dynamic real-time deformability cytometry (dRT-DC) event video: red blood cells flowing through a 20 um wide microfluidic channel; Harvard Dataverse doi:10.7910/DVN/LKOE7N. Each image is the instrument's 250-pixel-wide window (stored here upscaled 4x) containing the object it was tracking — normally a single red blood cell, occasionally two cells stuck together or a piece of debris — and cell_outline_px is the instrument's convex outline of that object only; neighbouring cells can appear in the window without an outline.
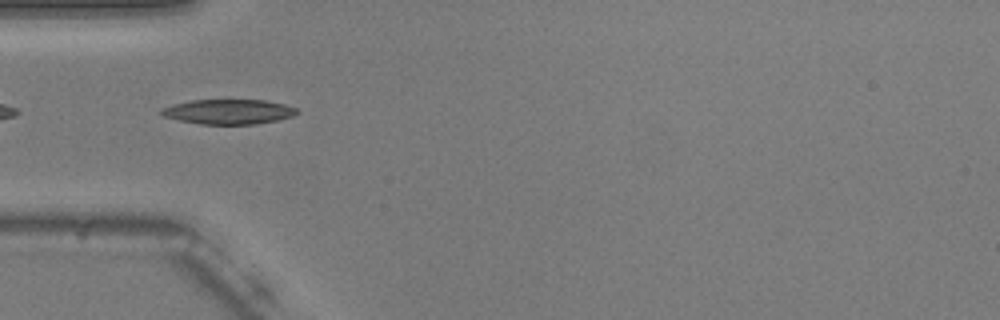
{"species": "common noctule bat (a hibernating species)", "species_latin": "Nyctalus noctula", "temperature_condition": "warm", "stored_images_in_passage": 39, "camera_frame_rate_fps": 3000, "um_per_image_px": 0.085, "animal": {"sex": "male", "body_mass_g": 20.5, "forearm_length_mm": 52.5}, "frame": {"image": 1, "passage_image": 2, "time_ms": 0.333, "image_size_px": [1000, 320], "cell_outline_px": [[300, 112], [292, 116], [276, 120], [256, 124], [200, 124], [180, 120], [164, 116], [156, 112], [160, 108], [172, 104], [192, 100], [268, 100], [284, 104], [296, 108]], "centroid_in_image_um": [19.39, 9.49], "position_along_channel_um": 65.6, "area_um2": 19.71}}
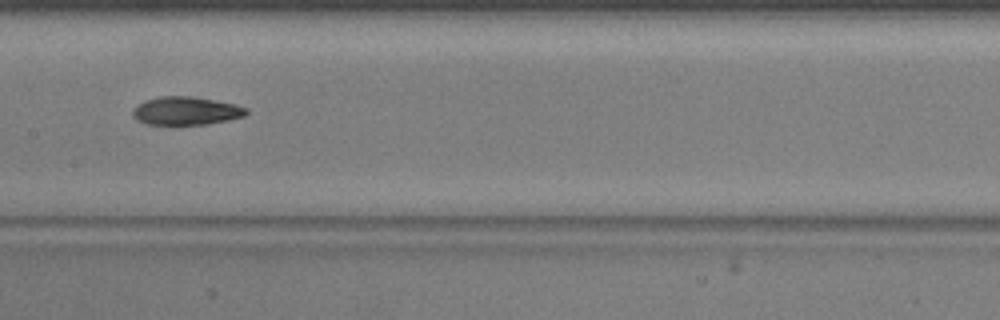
{"frame": {"image": 2, "passage_image": 12, "time_ms": 3.667, "image_size_px": [1000, 320], "cell_outline_px": [[248, 112], [244, 116], [228, 120], [208, 124], [144, 124], [136, 120], [132, 116], [132, 108], [136, 104], [144, 100], [156, 96], [192, 96], [236, 104], [248, 108]], "centroid_in_image_um": [15.76, 9.41], "position_along_channel_um": 191.6, "area_um2": 18.96}}
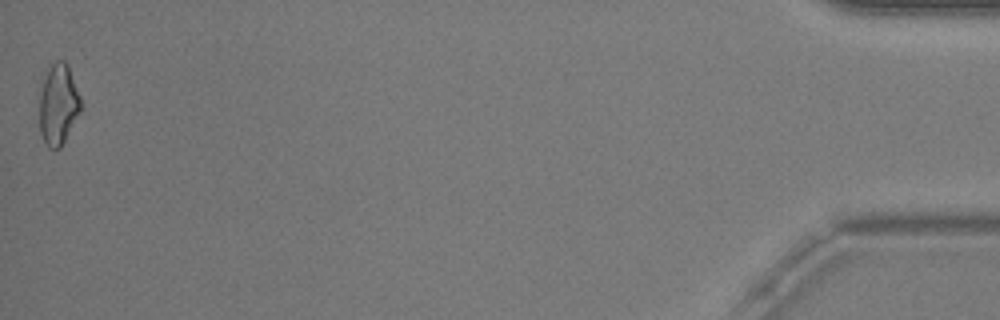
{"frame": {"image": 3, "passage_image": 39, "time_ms": 12.667, "image_size_px": [1000, 320], "cell_outline_px": [[80, 112], [60, 148], [48, 148], [40, 132], [40, 92], [48, 68], [56, 60], [64, 60], [68, 64], [80, 96]], "centroid_in_image_um": [4.96, 8.86], "position_along_channel_um": 430.2, "area_um2": 19.19}, "authors_computed_cell_mechanics": {"area_um2": 18.785, "velocity_mm_per_s": 3.7616, "shape_relaxation_time_tau1_ms": 4.25, "shape_relaxation_time_tau2_ms": 3.5785, "deformation_change_tau1": 0.1606, "deformation_change_tau2": 0.1127}}